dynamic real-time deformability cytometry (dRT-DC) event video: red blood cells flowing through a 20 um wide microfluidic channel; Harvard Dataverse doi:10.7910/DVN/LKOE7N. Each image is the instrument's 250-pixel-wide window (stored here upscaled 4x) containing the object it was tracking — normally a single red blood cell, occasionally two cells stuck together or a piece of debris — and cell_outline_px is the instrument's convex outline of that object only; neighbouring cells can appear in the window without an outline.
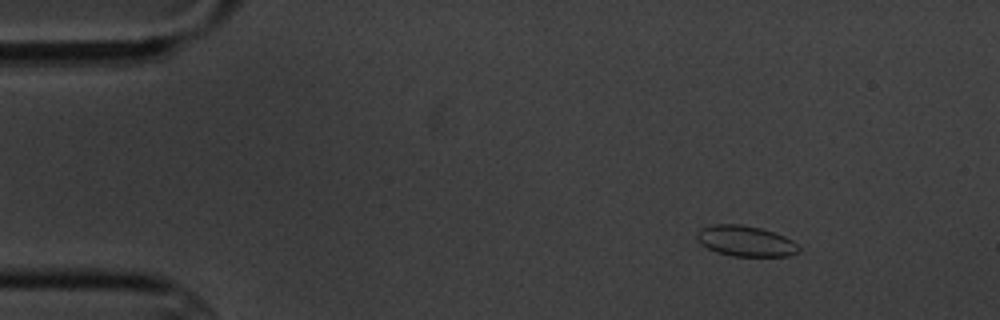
{"species": "common noctule bat (a hibernating species)", "species_latin": "Nyctalus noctula", "temperature_condition": "cold", "stored_images_in_passage": 9, "camera_frame_rate_fps": 3000, "um_per_image_px": 0.085, "animal": {"sex": "male", "body_mass_g": 20.1, "forearm_length_mm": 53.5}, "frame": {"image": 1, "passage_image": 1, "time_ms": 0.0, "image_size_px": [1000, 320], "cell_outline_px": [[800, 252], [788, 256], [732, 256], [716, 252], [700, 244], [696, 236], [696, 232], [700, 228], [712, 224], [740, 224], [760, 228], [784, 236], [792, 240], [800, 248]], "centroid_in_image_um": [63.35, 20.49], "position_along_channel_um": 21.7, "area_um2": 18.26}}
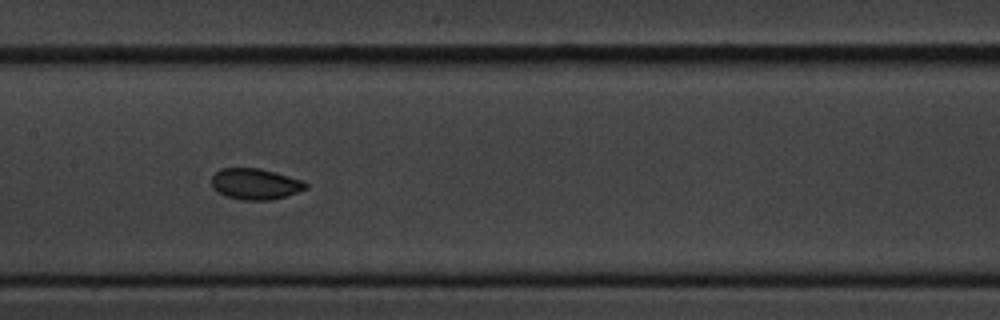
{"frame": {"image": 2, "passage_image": 7, "time_ms": 7.0, "image_size_px": [1000, 320], "cell_outline_px": [[308, 188], [272, 200], [240, 200], [224, 196], [216, 192], [212, 184], [212, 176], [220, 168], [260, 168], [276, 172], [304, 180], [308, 184]], "centroid_in_image_um": [21.7, 15.64], "position_along_channel_um": 185.7, "area_um2": 17.22}}
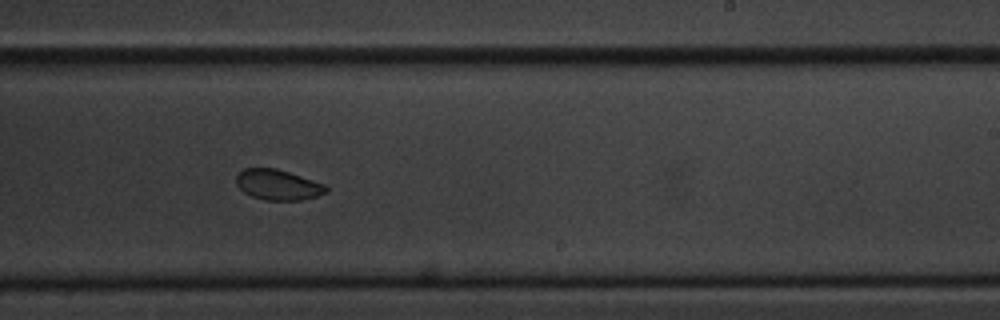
{"frame": {"image": 3, "passage_image": 9, "time_ms": 9.333, "image_size_px": [1000, 320], "cell_outline_px": [[328, 192], [316, 196], [300, 200], [264, 200], [252, 196], [244, 192], [236, 184], [236, 176], [244, 168], [276, 168], [324, 184], [328, 188]], "centroid_in_image_um": [23.61, 15.71], "position_along_channel_um": 265.4, "area_um2": 15.78}}